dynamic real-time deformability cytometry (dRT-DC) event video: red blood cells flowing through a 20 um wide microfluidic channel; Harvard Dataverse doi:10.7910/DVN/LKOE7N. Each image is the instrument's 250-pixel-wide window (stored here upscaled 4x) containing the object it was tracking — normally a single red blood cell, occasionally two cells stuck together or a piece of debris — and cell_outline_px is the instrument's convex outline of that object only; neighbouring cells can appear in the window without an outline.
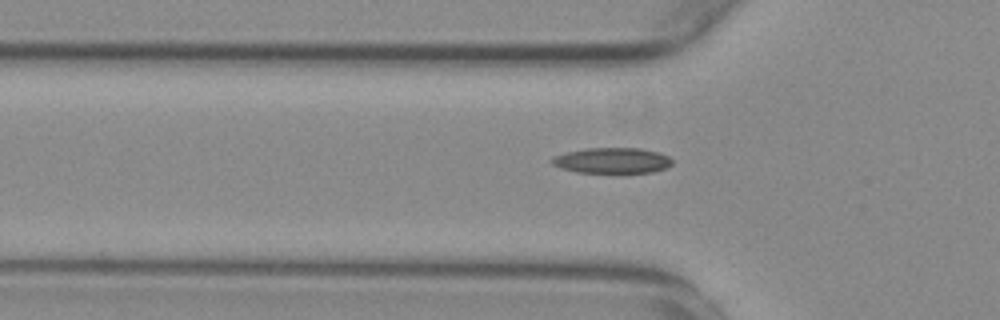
{"species": "common noctule bat (a hibernating species)", "species_latin": "Nyctalus noctula", "temperature_condition": "warm", "stored_images_in_passage": 47, "camera_frame_rate_fps": 3000, "um_per_image_px": 0.085, "animal": {"sex": "female", "body_mass_g": 29.2, "forearm_length_mm": 56.3}, "frame": {"image": 1, "passage_image": 17, "time_ms": 5.333, "image_size_px": [1000, 320], "cell_outline_px": [[672, 164], [664, 168], [652, 172], [576, 172], [560, 168], [552, 164], [548, 160], [552, 156], [568, 152], [588, 148], [640, 148], [660, 152], [668, 156], [672, 160]], "centroid_in_image_um": [52.0, 13.63], "position_along_channel_um": 73.8, "area_um2": 17.92}}
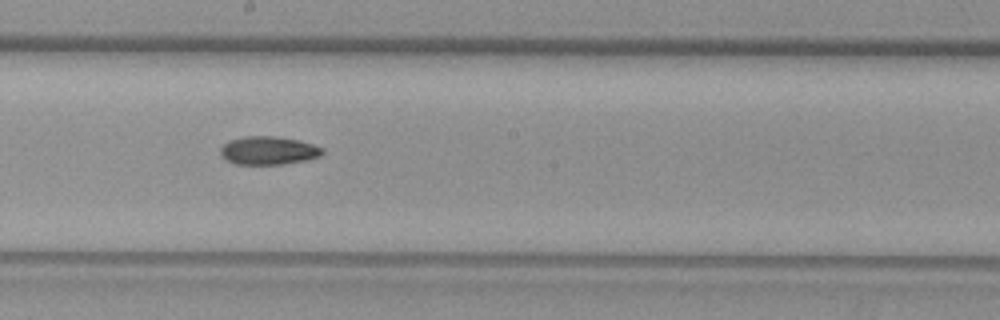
{"frame": {"image": 2, "passage_image": 29, "time_ms": 9.333, "image_size_px": [1000, 320], "cell_outline_px": [[324, 152], [320, 156], [308, 160], [284, 164], [236, 164], [224, 160], [220, 156], [220, 148], [228, 140], [244, 136], [276, 136], [296, 140], [312, 144], [324, 148]], "centroid_in_image_um": [22.79, 12.8], "position_along_channel_um": 225.4, "area_um2": 16.99}}
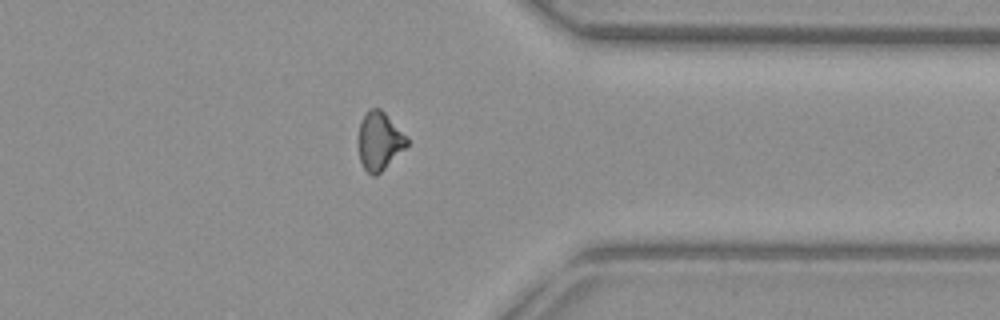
{"frame": {"image": 3, "passage_image": 42, "time_ms": 13.667, "image_size_px": [1000, 320], "cell_outline_px": [[408, 144], [376, 176], [372, 176], [364, 168], [360, 160], [356, 140], [360, 120], [372, 108], [380, 108], [384, 112], [408, 140]], "centroid_in_image_um": [32.17, 11.99], "position_along_channel_um": 379.2, "area_um2": 16.18}, "authors_computed_cell_mechanics": {"area_um2": 16.8776, "velocity_mm_per_s": 3.7777, "shape_relaxation_time_tau1_ms": 7.1838, "shape_relaxation_time_tau2_ms": null, "deformation_change_tau1": 0.1798, "deformation_change_tau2": null}}